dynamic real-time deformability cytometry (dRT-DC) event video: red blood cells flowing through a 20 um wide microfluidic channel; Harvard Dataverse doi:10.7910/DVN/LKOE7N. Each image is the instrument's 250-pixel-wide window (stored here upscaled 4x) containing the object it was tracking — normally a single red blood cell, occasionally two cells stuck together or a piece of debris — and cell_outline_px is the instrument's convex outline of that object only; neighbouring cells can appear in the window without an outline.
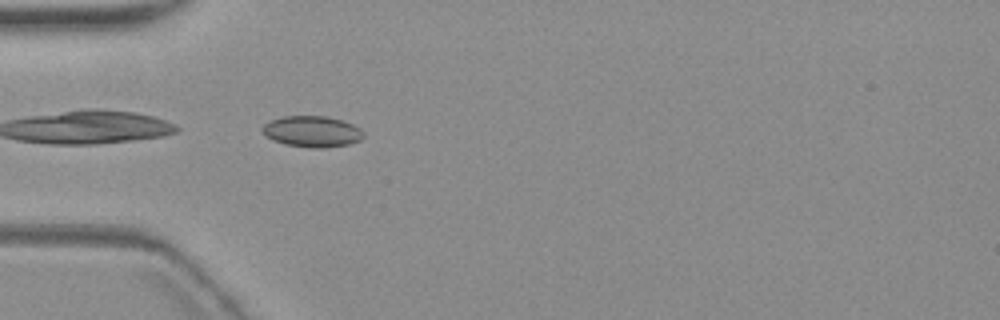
{"species": "common noctule bat (a hibernating species)", "species_latin": "Nyctalus noctula", "temperature_condition": "warm", "stored_images_in_passage": 4, "camera_frame_rate_fps": 3000, "um_per_image_px": 0.085, "animal": {"sex": "female", "body_mass_g": 19.3, "forearm_length_mm": 54.1}, "frame": {"image": 1, "passage_image": 4, "time_ms": 3.667, "image_size_px": [1000, 320], "cell_outline_px": [[364, 136], [360, 140], [348, 144], [324, 148], [312, 148], [284, 144], [272, 140], [260, 128], [264, 124], [272, 120], [284, 116], [324, 116], [344, 120], [360, 128], [364, 132]], "centroid_in_image_um": [26.55, 11.18], "position_along_channel_um": 58.5, "area_um2": 18.32}}